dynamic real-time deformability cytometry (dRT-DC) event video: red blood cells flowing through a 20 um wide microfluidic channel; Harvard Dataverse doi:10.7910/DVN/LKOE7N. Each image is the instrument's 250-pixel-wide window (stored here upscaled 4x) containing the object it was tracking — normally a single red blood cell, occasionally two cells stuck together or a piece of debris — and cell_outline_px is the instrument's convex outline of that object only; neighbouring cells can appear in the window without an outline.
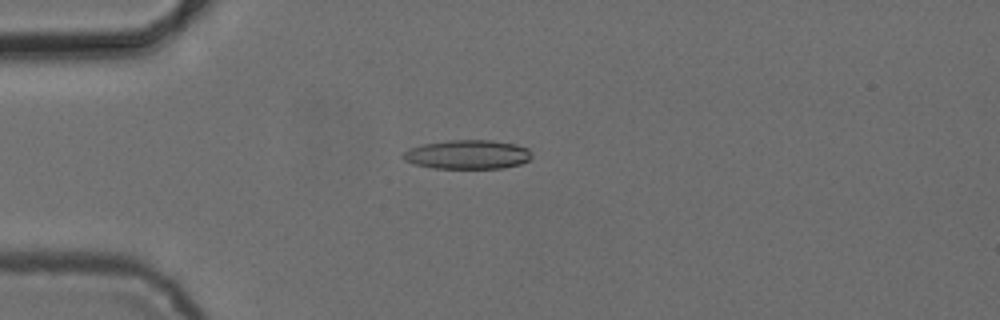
{"species": "common noctule bat (a hibernating species)", "species_latin": "Nyctalus noctula", "temperature_condition": "cold", "stored_images_in_passage": 40, "camera_frame_rate_fps": 3000, "um_per_image_px": 0.085, "animal": {"sex": "female", "body_mass_g": 24.6, "forearm_length_mm": 56.2}, "frame": {"image": 1, "passage_image": 1, "time_ms": 0.0, "image_size_px": [1000, 320], "cell_outline_px": [[532, 156], [528, 160], [520, 164], [504, 168], [432, 168], [416, 164], [404, 160], [400, 156], [404, 152], [412, 148], [424, 144], [448, 140], [492, 140], [516, 144], [528, 148]], "centroid_in_image_um": [39.76, 13.13], "position_along_channel_um": 45.2, "area_um2": 21.73}}
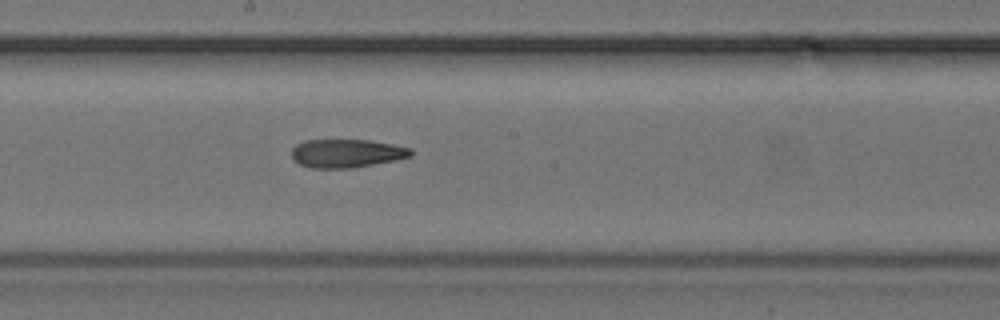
{"frame": {"image": 2, "passage_image": 16, "time_ms": 5.0, "image_size_px": [1000, 320], "cell_outline_px": [[412, 156], [352, 168], [308, 168], [292, 160], [292, 148], [296, 144], [304, 140], [368, 140], [392, 144], [412, 148]], "centroid_in_image_um": [29.41, 13.03], "position_along_channel_um": 218.8, "area_um2": 19.71}}
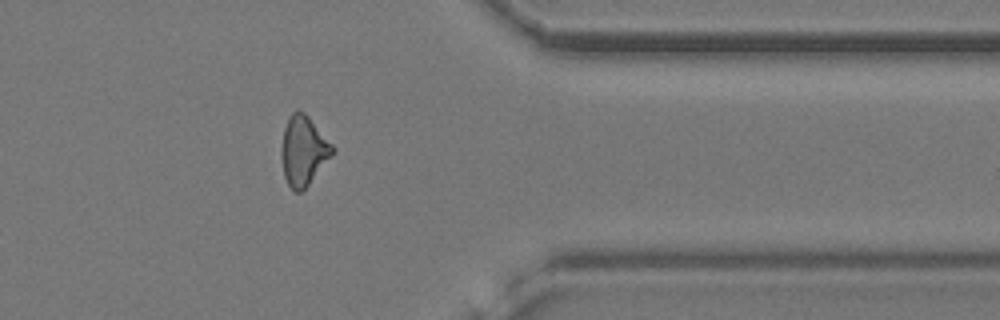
{"frame": {"image": 3, "passage_image": 30, "time_ms": 9.667, "image_size_px": [1000, 320], "cell_outline_px": [[336, 152], [308, 184], [300, 192], [296, 192], [288, 184], [284, 176], [280, 152], [284, 128], [288, 116], [296, 108], [304, 112], [308, 116], [336, 148]], "centroid_in_image_um": [25.8, 12.77], "position_along_channel_um": 385.6, "area_um2": 20.81}, "authors_computed_cell_mechanics": {"area_um2": 20.4034, "velocity_mm_per_s": 3.8729, "shape_relaxation_time_tau1_ms": null, "shape_relaxation_time_tau2_ms": 6.5428, "deformation_change_tau1": null, "deformation_change_tau2": 0.188}}